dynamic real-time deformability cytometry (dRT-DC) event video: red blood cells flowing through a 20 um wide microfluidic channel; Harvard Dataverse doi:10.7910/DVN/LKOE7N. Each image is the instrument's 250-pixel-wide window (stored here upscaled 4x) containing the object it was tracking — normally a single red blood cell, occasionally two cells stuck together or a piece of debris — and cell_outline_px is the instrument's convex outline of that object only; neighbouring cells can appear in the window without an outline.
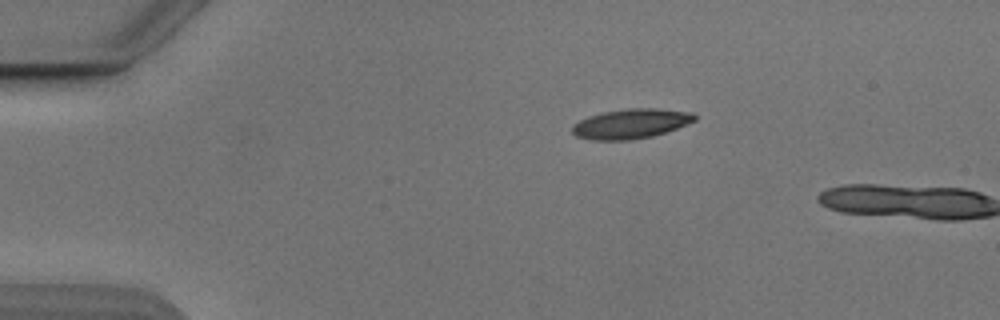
{"species": "Egyptian fruit bat (a non-hibernating species)", "species_latin": "Rousettus aegyptiacus", "temperature_condition": "cold", "stored_images_in_passage": 3, "camera_frame_rate_fps": 3000, "um_per_image_px": 0.085, "animal": {"sex": "male"}, "frame": {"image": 1, "passage_image": 1, "time_ms": 0.0, "image_size_px": [1000, 320], "cell_outline_px": [[696, 120], [676, 128], [652, 136], [628, 140], [592, 140], [576, 136], [572, 132], [572, 124], [588, 116], [604, 112], [628, 108], [660, 108], [692, 112], [696, 116]], "centroid_in_image_um": [53.61, 10.51], "position_along_channel_um": 31.4, "area_um2": 21.15}}